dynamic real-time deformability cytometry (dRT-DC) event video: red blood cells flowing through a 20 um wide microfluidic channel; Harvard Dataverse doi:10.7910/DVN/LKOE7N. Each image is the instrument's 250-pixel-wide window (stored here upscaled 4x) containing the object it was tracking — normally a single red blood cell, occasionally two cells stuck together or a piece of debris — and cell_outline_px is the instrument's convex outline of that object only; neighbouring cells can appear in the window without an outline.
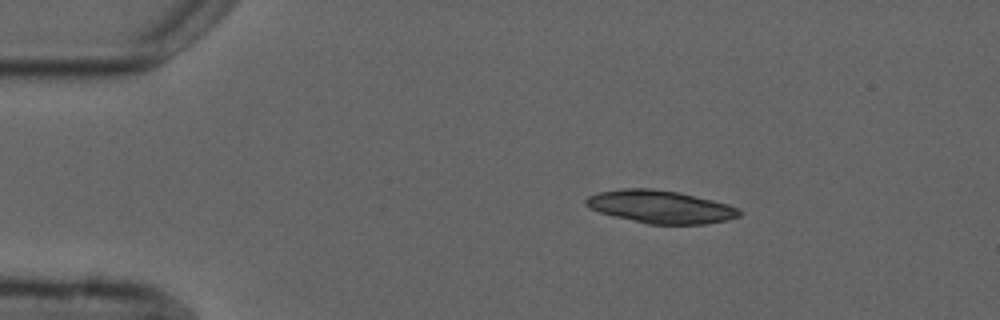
{"species": "common noctule bat (a hibernating species)", "species_latin": "Nyctalus noctula", "temperature_condition": "cold", "stored_images_in_passage": 2, "camera_frame_rate_fps": 3000, "um_per_image_px": 0.085, "animal": {"sex": "male", "forearm_length_mm": 52.5}, "frame": {"image": 1, "passage_image": 1, "time_ms": 0.0, "image_size_px": [1000, 320], "cell_outline_px": [[744, 212], [740, 216], [728, 220], [704, 224], [648, 224], [600, 212], [588, 208], [584, 204], [584, 200], [588, 196], [600, 192], [624, 188], [652, 188], [680, 192], [728, 204], [740, 208]], "centroid_in_image_um": [56.18, 17.57], "position_along_channel_um": 28.8, "area_um2": 29.42}}